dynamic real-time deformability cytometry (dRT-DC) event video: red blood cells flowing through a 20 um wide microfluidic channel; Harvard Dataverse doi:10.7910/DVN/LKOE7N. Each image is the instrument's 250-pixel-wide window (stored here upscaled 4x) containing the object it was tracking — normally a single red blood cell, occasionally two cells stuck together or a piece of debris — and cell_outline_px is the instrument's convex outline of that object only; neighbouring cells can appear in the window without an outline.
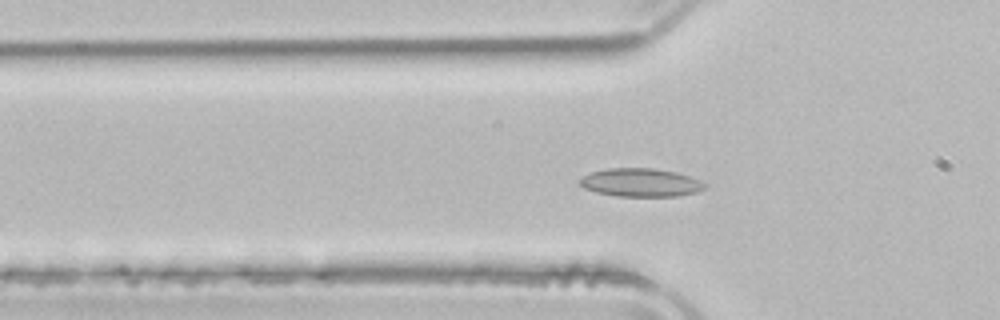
{"species": "common noctule bat (a hibernating species)", "species_latin": "Nyctalus noctula", "temperature_condition": "room temperature", "stored_images_in_passage": 45, "camera_frame_rate_fps": 3000, "um_per_image_px": 0.085, "animal": {"sex": "male", "body_mass_g": 21.5, "forearm_length_mm": 52.0}, "frame": {"image": 1, "passage_image": 10, "time_ms": 3.0, "image_size_px": [1000, 320], "cell_outline_px": [[708, 184], [704, 188], [696, 192], [676, 196], [616, 196], [596, 192], [584, 188], [576, 180], [592, 172], [608, 168], [652, 168], [676, 172], [700, 180]], "centroid_in_image_um": [54.44, 15.51], "position_along_channel_um": 71.4, "area_um2": 20.58}}
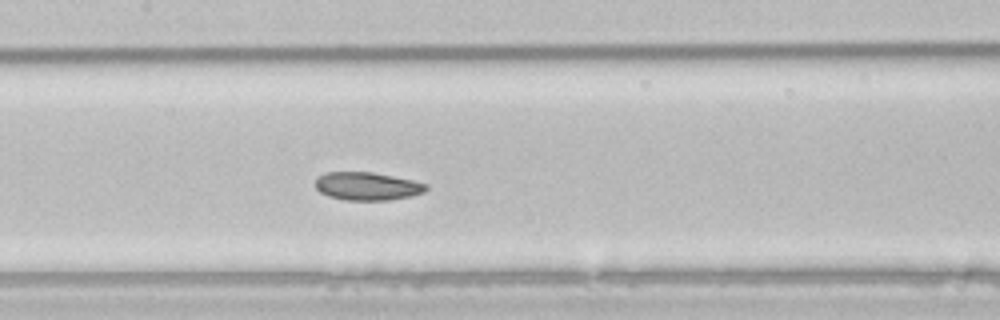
{"frame": {"image": 2, "passage_image": 18, "time_ms": 5.667, "image_size_px": [1000, 320], "cell_outline_px": [[428, 188], [424, 192], [412, 196], [388, 200], [344, 200], [328, 196], [320, 192], [316, 188], [316, 176], [324, 172], [372, 172], [412, 180], [428, 184]], "centroid_in_image_um": [31.2, 15.82], "position_along_channel_um": 176.2, "area_um2": 18.21}}
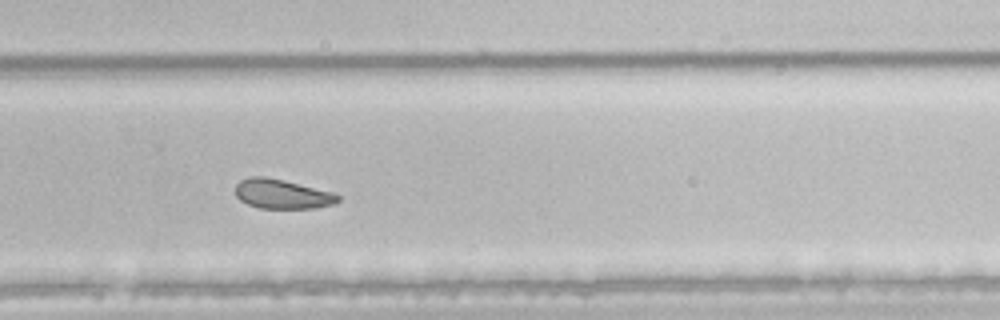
{"frame": {"image": 3, "passage_image": 28, "time_ms": 9.0, "image_size_px": [1000, 320], "cell_outline_px": [[340, 200], [332, 204], [316, 208], [260, 208], [248, 204], [240, 200], [236, 196], [236, 184], [240, 180], [248, 176], [264, 176], [332, 192], [340, 196]], "centroid_in_image_um": [23.94, 16.49], "position_along_channel_um": 305.9, "area_um2": 17.4}, "authors_computed_cell_mechanics": {"area_um2": 19.7676, "velocity_mm_per_s": 3.9104, "shape_relaxation_time_tau1_ms": null, "shape_relaxation_time_tau2_ms": 5.7389, "deformation_change_tau1": null, "deformation_change_tau2": 0.0977}}